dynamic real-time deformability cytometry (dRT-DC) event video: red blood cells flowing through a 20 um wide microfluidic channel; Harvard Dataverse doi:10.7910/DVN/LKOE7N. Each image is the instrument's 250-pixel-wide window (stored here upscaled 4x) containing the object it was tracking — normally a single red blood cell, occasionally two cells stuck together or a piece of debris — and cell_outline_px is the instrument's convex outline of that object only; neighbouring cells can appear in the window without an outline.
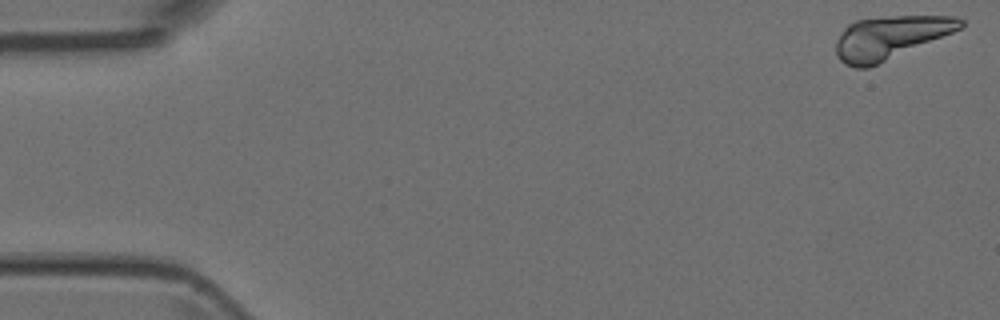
{"species": "Egyptian fruit bat (a non-hibernating species)", "species_latin": "Rousettus aegyptiacus", "temperature_condition": "room temperature", "stored_images_in_passage": 16, "camera_frame_rate_fps": 3000, "um_per_image_px": 0.085, "animal": {"sex": "female"}, "frame": {"image": 1, "passage_image": 1, "time_ms": 0.0, "image_size_px": [1000, 320], "cell_outline_px": [[964, 24], [960, 28], [952, 32], [868, 68], [856, 68], [844, 64], [836, 56], [836, 40], [844, 28], [848, 24], [856, 20], [892, 16], [956, 16], [964, 20]], "centroid_in_image_um": [75.62, 3.18], "position_along_channel_um": 9.4, "area_um2": 30.81}}